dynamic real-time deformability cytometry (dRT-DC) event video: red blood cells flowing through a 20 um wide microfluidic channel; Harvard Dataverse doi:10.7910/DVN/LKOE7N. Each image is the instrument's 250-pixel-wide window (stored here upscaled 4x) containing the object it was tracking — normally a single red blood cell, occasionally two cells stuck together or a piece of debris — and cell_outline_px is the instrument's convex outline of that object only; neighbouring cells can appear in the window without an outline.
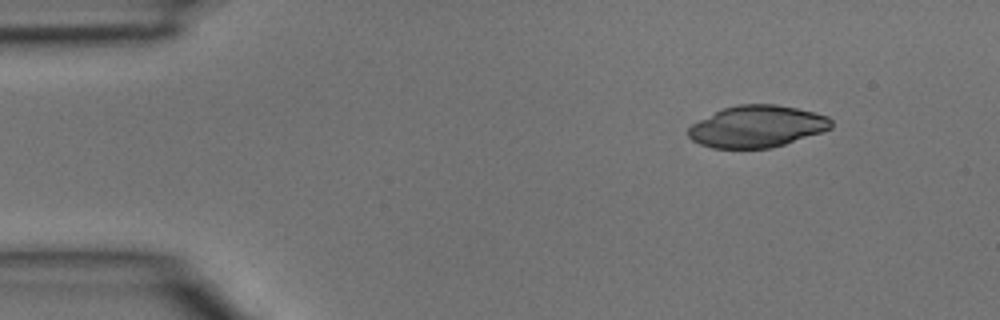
{"species": "common noctule bat (a hibernating species)", "species_latin": "Nyctalus noctula", "temperature_condition": "room temperature", "stored_images_in_passage": 3, "camera_frame_rate_fps": 3000, "um_per_image_px": 0.085, "animal": {"sex": "male", "body_mass_g": 15.6}, "frame": {"image": 1, "passage_image": 1, "time_ms": 0.0, "image_size_px": [1000, 320], "cell_outline_px": [[832, 128], [772, 148], [712, 148], [700, 144], [692, 140], [688, 136], [688, 128], [692, 124], [724, 108], [740, 104], [776, 104], [796, 108], [828, 116], [832, 120]], "centroid_in_image_um": [64.34, 10.75], "position_along_channel_um": 20.7, "area_um2": 34.45}}